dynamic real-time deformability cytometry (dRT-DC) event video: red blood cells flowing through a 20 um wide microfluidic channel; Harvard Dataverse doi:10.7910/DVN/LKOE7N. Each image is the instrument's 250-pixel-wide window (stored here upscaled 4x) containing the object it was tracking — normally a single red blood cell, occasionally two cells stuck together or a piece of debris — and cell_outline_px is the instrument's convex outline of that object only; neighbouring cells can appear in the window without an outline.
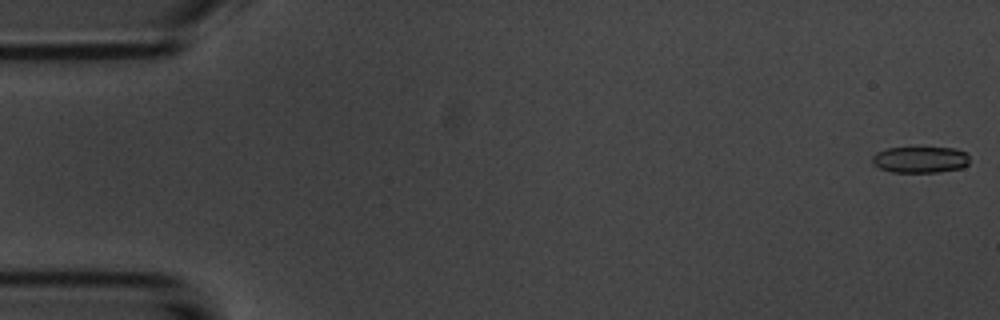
{"species": "common noctule bat (a hibernating species)", "species_latin": "Nyctalus noctula", "temperature_condition": "room temperature", "stored_images_in_passage": 54, "camera_frame_rate_fps": 3000, "um_per_image_px": 0.085, "animal": {"sex": "male", "body_mass_g": 20.1, "forearm_length_mm": 53.5}, "frame": {"image": 1, "passage_image": 1, "time_ms": 0.0, "image_size_px": [1000, 320], "cell_outline_px": [[968, 164], [960, 168], [936, 172], [892, 172], [880, 168], [872, 164], [872, 156], [876, 152], [888, 148], [912, 144], [956, 148], [968, 152]], "centroid_in_image_um": [78.21, 13.5], "position_along_channel_um": 6.8, "area_um2": 15.9}}
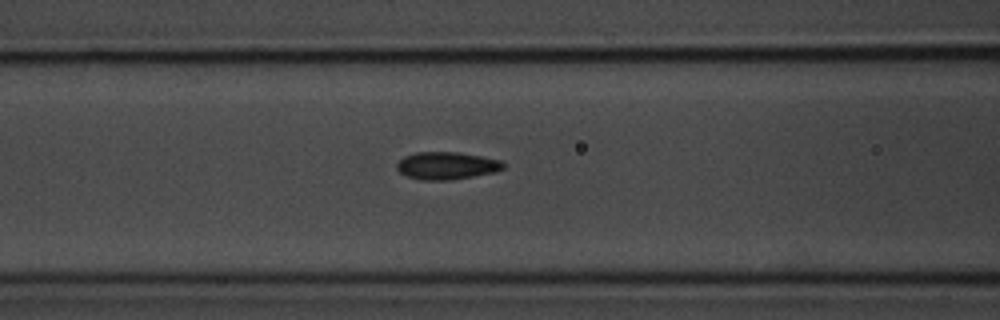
{"frame": {"image": 2, "passage_image": 22, "time_ms": 7.0, "image_size_px": [1000, 320], "cell_outline_px": [[504, 168], [496, 172], [448, 180], [420, 180], [408, 176], [400, 172], [396, 168], [396, 164], [404, 156], [416, 152], [460, 152], [500, 160], [504, 164]], "centroid_in_image_um": [37.95, 14.07], "position_along_channel_um": 128.6, "area_um2": 16.99}}
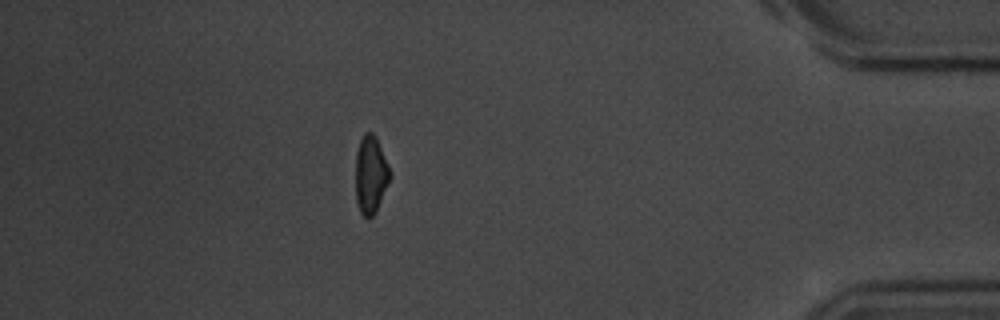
{"frame": {"image": 3, "passage_image": 48, "time_ms": 15.667, "image_size_px": [1000, 320], "cell_outline_px": [[392, 176], [376, 212], [368, 220], [360, 212], [356, 200], [356, 152], [360, 140], [364, 132], [372, 132], [376, 136], [392, 172]], "centroid_in_image_um": [31.53, 14.85], "position_along_channel_um": 403.7, "area_um2": 15.9}, "authors_computed_cell_mechanics": {"area_um2": 16.2707, "velocity_mm_per_s": 3.7009, "shape_relaxation_time_tau1_ms": 2.3036, "shape_relaxation_time_tau2_ms": 2.2698, "deformation_change_tau1": 0.0924, "deformation_change_tau2": 0.0739}}